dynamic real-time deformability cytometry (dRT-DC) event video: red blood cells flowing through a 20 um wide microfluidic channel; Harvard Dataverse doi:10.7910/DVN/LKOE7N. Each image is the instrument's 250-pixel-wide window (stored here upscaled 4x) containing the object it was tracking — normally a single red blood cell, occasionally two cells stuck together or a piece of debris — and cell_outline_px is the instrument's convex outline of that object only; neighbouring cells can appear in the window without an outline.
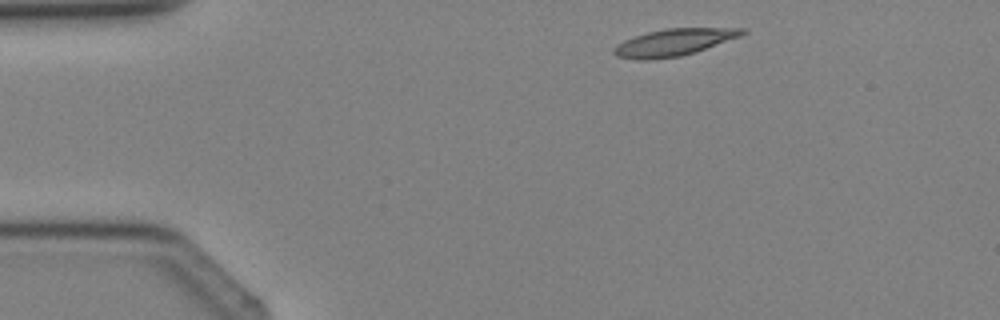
{"species": "Egyptian fruit bat (a non-hibernating species)", "species_latin": "Rousettus aegyptiacus", "temperature_condition": "cold", "stored_images_in_passage": 2, "camera_frame_rate_fps": 3000, "um_per_image_px": 0.085, "animal": {"sex": "female"}, "frame": {"image": 1, "passage_image": 1, "time_ms": 0.0, "image_size_px": [1000, 320], "cell_outline_px": [[748, 32], [740, 36], [696, 52], [680, 56], [648, 60], [640, 60], [616, 56], [612, 52], [612, 48], [616, 44], [624, 40], [648, 32], [664, 28], [744, 28]], "centroid_in_image_um": [57.25, 3.6], "position_along_channel_um": 27.7, "area_um2": 20.17}}